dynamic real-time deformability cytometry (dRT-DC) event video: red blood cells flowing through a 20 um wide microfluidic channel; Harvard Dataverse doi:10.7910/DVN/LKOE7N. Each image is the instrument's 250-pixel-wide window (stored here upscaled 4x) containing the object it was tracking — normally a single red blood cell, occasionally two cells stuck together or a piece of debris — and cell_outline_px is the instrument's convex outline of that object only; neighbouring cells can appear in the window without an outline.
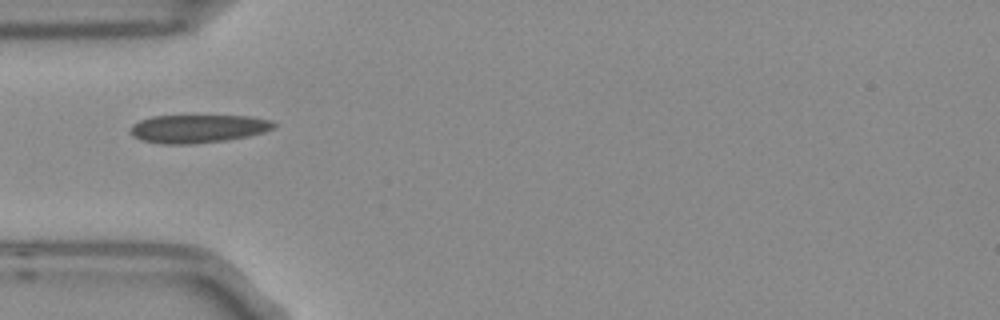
{"species": "Egyptian fruit bat (a non-hibernating species)", "species_latin": "Rousettus aegyptiacus", "temperature_condition": "room temperature", "stored_images_in_passage": 1, "camera_frame_rate_fps": 3000, "um_per_image_px": 0.085, "frame": {"image": 1, "passage_image": 1, "time_ms": 0.0, "image_size_px": [1000, 320], "cell_outline_px": [[276, 128], [264, 132], [248, 136], [224, 140], [192, 144], [164, 144], [140, 140], [132, 136], [128, 132], [132, 124], [140, 120], [152, 116], [252, 116], [272, 120], [276, 124]], "centroid_in_image_um": [16.82, 10.93], "position_along_channel_um": 68.2, "area_um2": 23.76}}